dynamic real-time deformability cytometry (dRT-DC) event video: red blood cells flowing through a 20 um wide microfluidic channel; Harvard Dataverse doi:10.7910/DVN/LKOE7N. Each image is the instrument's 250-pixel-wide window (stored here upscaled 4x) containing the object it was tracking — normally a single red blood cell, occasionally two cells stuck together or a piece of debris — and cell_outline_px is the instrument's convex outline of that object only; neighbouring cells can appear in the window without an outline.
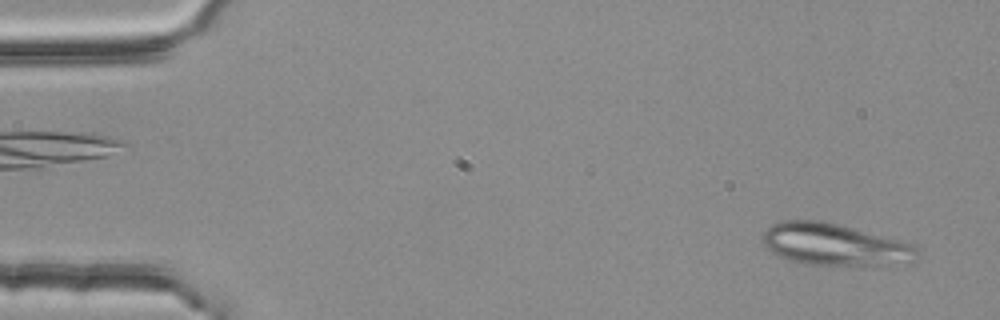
{"species": "common noctule bat (a hibernating species)", "species_latin": "Nyctalus noctula", "temperature_condition": "room temperature", "stored_images_in_passage": 5, "camera_frame_rate_fps": 3000, "um_per_image_px": 0.085, "animal": {"sex": "female", "body_mass_g": 25.1}, "frame": {"image": 1, "passage_image": 5, "time_ms": 1.333, "image_size_px": [1000, 320], "cell_outline_px": [[920, 248], [916, 260], [888, 264], [804, 264], [788, 260], [772, 252], [764, 244], [764, 232], [772, 224], [784, 220], [820, 220], [900, 240], [912, 244]], "centroid_in_image_um": [70.93, 20.77], "position_along_channel_um": 14.1, "area_um2": 36.99}}